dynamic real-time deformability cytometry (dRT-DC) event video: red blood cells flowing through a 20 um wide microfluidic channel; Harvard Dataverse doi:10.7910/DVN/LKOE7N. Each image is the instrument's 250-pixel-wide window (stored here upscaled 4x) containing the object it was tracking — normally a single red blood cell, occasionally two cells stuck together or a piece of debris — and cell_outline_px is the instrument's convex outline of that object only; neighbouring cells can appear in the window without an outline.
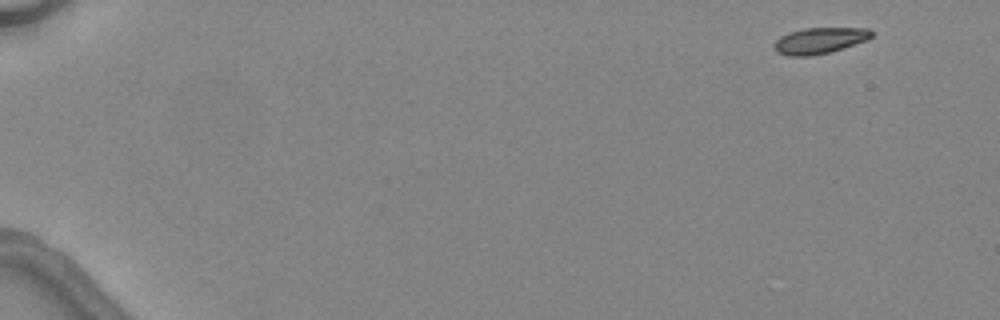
{"species": "common noctule bat (a hibernating species)", "species_latin": "Nyctalus noctula", "temperature_condition": "warm", "stored_images_in_passage": 6, "camera_frame_rate_fps": 3000, "um_per_image_px": 0.085, "animal": {"sex": "female", "body_mass_g": 24.6, "forearm_length_mm": 56.2}, "frame": {"image": 1, "passage_image": 1, "time_ms": 0.0, "image_size_px": [1000, 320], "cell_outline_px": [[872, 36], [868, 40], [828, 52], [812, 56], [788, 56], [776, 52], [772, 48], [772, 44], [780, 36], [788, 32], [804, 28], [868, 28], [872, 32]], "centroid_in_image_um": [69.6, 3.45], "position_along_channel_um": 15.4, "area_um2": 14.91}}